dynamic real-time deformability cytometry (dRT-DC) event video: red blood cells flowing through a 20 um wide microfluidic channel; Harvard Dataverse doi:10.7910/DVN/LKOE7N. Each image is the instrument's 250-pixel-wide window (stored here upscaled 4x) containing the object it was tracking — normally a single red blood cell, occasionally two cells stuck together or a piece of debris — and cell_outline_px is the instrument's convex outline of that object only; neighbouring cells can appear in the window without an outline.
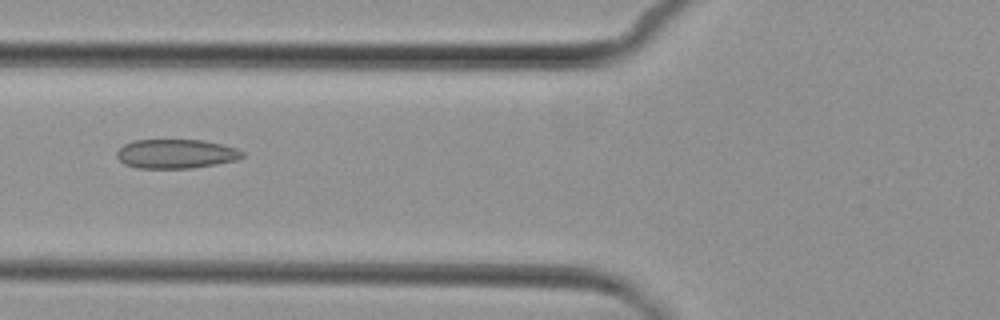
{"species": "common noctule bat (a hibernating species)", "species_latin": "Nyctalus noctula", "temperature_condition": "cold", "stored_images_in_passage": 2, "camera_frame_rate_fps": 3000, "um_per_image_px": 0.085, "animal": {"sex": "female", "body_mass_g": 29.2, "forearm_length_mm": 56.3}, "frame": {"image": 1, "passage_image": 2, "time_ms": 1.333, "image_size_px": [1000, 320], "cell_outline_px": [[244, 156], [236, 160], [216, 164], [192, 168], [136, 168], [124, 164], [116, 156], [116, 152], [124, 144], [132, 140], [204, 140], [236, 148], [244, 152]], "centroid_in_image_um": [14.94, 13.07], "position_along_channel_um": 110.9, "area_um2": 21.39}}